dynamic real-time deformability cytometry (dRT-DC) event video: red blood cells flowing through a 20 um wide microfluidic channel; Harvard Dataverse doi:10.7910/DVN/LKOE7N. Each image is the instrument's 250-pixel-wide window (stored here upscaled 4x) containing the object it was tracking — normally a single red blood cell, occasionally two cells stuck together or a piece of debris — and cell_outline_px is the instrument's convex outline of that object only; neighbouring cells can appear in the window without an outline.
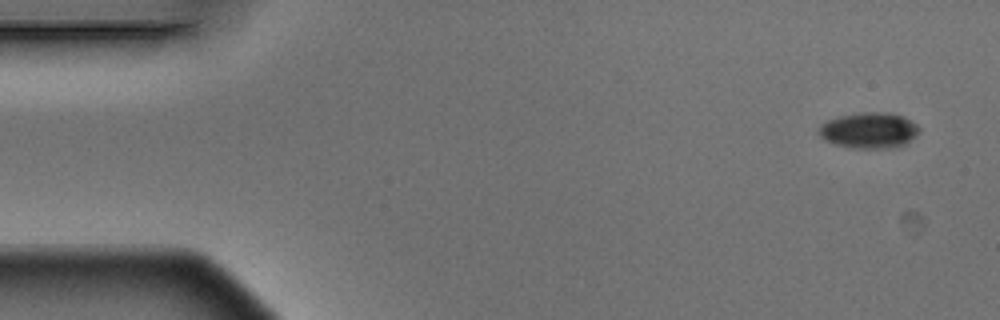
{"species": "Egyptian fruit bat (a non-hibernating species)", "species_latin": "Rousettus aegyptiacus", "temperature_condition": "warm", "stored_images_in_passage": 14, "camera_frame_rate_fps": 3000, "um_per_image_px": 0.085, "animal": {"sex": "male"}, "frame": {"image": 1, "passage_image": 1, "time_ms": 0.0, "image_size_px": [1000, 320], "cell_outline_px": [[920, 132], [916, 136], [904, 144], [896, 148], [852, 148], [836, 144], [824, 140], [816, 132], [820, 124], [828, 120], [840, 116], [860, 112], [892, 112], [904, 116], [916, 124], [920, 128]], "centroid_in_image_um": [73.87, 11.07], "position_along_channel_um": 11.1, "area_um2": 21.27}}
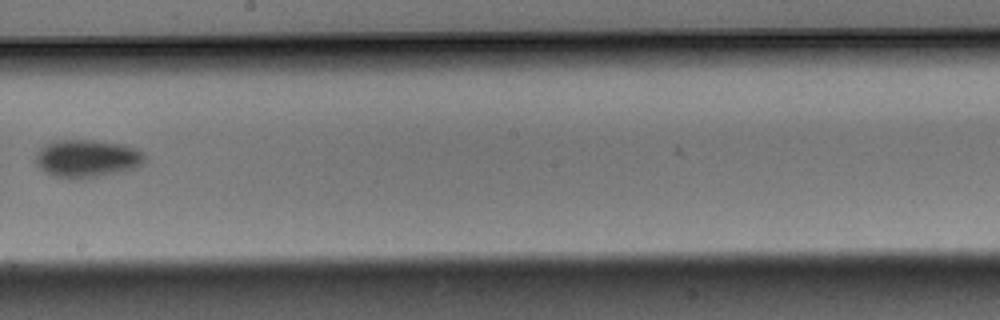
{"frame": {"image": 2, "passage_image": 8, "time_ms": 2.333, "image_size_px": [1000, 320], "cell_outline_px": [[148, 160], [140, 168], [124, 172], [104, 176], [80, 180], [68, 180], [52, 176], [44, 172], [32, 160], [40, 148], [44, 144], [56, 140], [92, 140], [124, 144], [136, 148], [144, 152], [148, 156]], "centroid_in_image_um": [7.45, 13.51], "position_along_channel_um": 240.8, "area_um2": 25.32}}
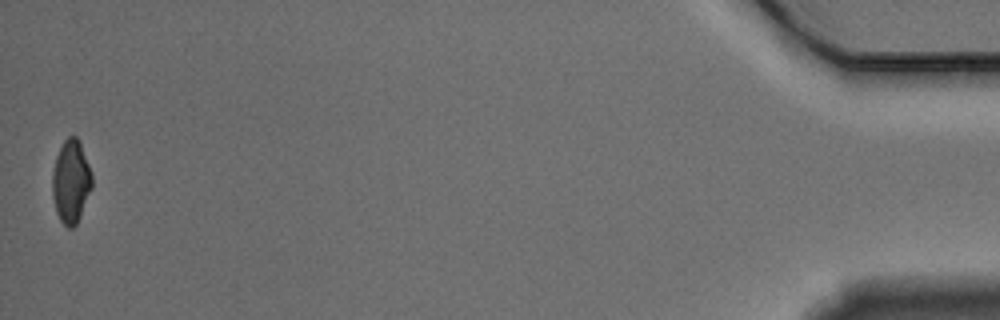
{"frame": {"image": 3, "passage_image": 14, "time_ms": 4.333, "image_size_px": [1000, 320], "cell_outline_px": [[92, 188], [80, 216], [76, 224], [72, 228], [68, 228], [60, 220], [56, 212], [52, 196], [52, 172], [56, 156], [64, 140], [68, 136], [76, 136], [80, 140], [92, 172]], "centroid_in_image_um": [6.04, 15.41], "position_along_channel_um": 429.2, "area_um2": 19.42}}